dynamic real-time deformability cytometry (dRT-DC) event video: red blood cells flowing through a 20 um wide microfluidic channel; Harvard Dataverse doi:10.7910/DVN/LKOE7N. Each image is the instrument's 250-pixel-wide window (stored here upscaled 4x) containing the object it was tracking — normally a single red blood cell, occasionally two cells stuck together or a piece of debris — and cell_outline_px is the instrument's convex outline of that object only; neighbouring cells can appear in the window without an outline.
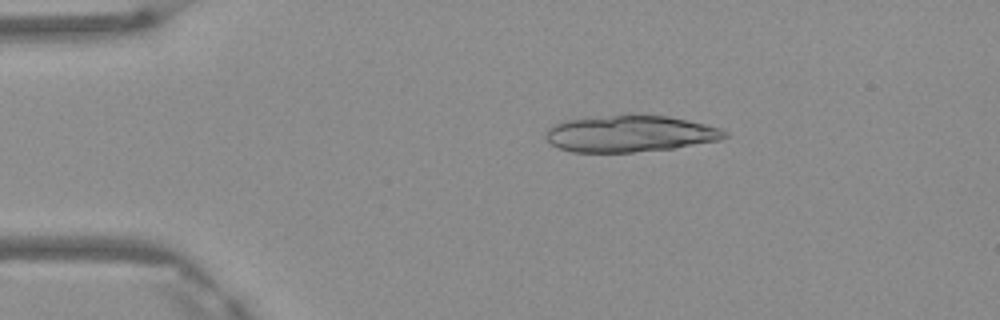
{"species": "Egyptian fruit bat (a non-hibernating species)", "species_latin": "Rousettus aegyptiacus", "temperature_condition": "warm", "stored_images_in_passage": 4, "camera_frame_rate_fps": 3000, "um_per_image_px": 0.085, "frame": {"image": 1, "passage_image": 3, "time_ms": 0.667, "image_size_px": [1000, 320], "cell_outline_px": [[728, 136], [720, 140], [672, 148], [632, 152], [572, 152], [560, 148], [552, 144], [548, 140], [548, 128], [564, 120], [612, 116], [668, 116], [688, 120], [720, 128], [728, 132]], "centroid_in_image_um": [53.59, 11.38], "position_along_channel_um": 31.4, "area_um2": 37.28}}